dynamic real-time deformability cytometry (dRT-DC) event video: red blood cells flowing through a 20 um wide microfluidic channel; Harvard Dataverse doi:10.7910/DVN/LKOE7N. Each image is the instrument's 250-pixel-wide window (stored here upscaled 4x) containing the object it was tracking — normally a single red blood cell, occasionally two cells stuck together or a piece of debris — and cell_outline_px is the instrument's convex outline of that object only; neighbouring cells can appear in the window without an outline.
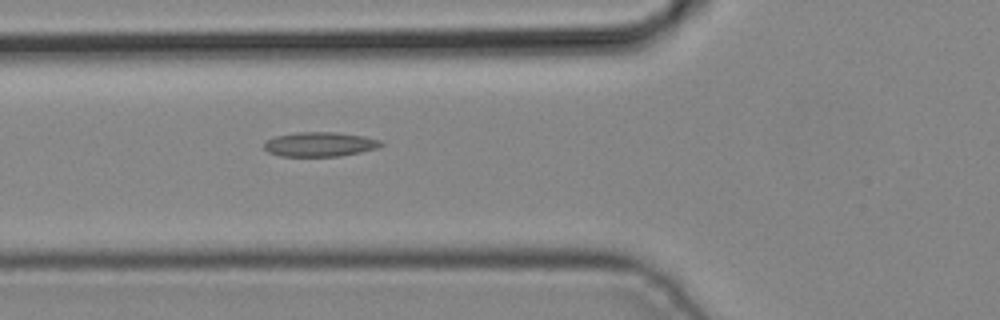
{"species": "common noctule bat (a hibernating species)", "species_latin": "Nyctalus noctula", "temperature_condition": "cold", "stored_images_in_passage": 4, "camera_frame_rate_fps": 3000, "um_per_image_px": 0.085, "animal": {"sex": "male", "body_mass_g": 19.2, "forearm_length_mm": 51.8}, "frame": {"image": 1, "passage_image": 4, "time_ms": 1.0, "image_size_px": [1000, 320], "cell_outline_px": [[384, 144], [376, 148], [360, 152], [340, 156], [280, 156], [268, 152], [264, 148], [264, 144], [268, 140], [276, 136], [296, 132], [336, 132], [364, 136], [380, 140]], "centroid_in_image_um": [27.19, 12.26], "position_along_channel_um": 98.6, "area_um2": 16.59}}